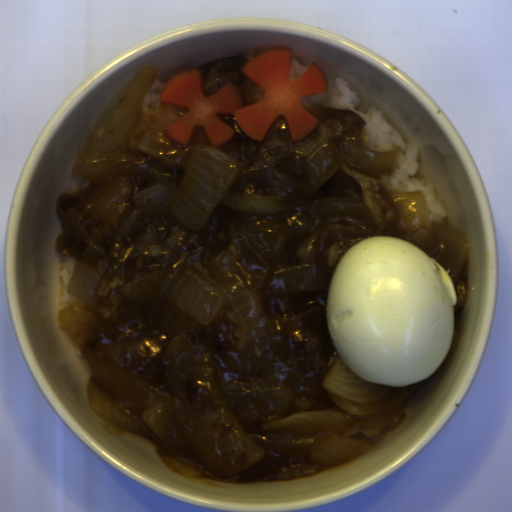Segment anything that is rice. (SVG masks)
Listing matches in <instances>:
<instances>
[{
  "mask_svg": "<svg viewBox=\"0 0 512 512\" xmlns=\"http://www.w3.org/2000/svg\"><path fill=\"white\" fill-rule=\"evenodd\" d=\"M165 85L166 84L162 81L156 80L154 84L150 87L149 91L147 92L143 99L142 108L139 114V120L145 110L152 109L154 111L156 109H159L161 105L160 94Z\"/></svg>",
  "mask_w": 512,
  "mask_h": 512,
  "instance_id": "rice-3",
  "label": "rice"
},
{
  "mask_svg": "<svg viewBox=\"0 0 512 512\" xmlns=\"http://www.w3.org/2000/svg\"><path fill=\"white\" fill-rule=\"evenodd\" d=\"M92 182L88 178L83 177V181L77 184L75 181H71L69 192H77L79 190H86Z\"/></svg>",
  "mask_w": 512,
  "mask_h": 512,
  "instance_id": "rice-5",
  "label": "rice"
},
{
  "mask_svg": "<svg viewBox=\"0 0 512 512\" xmlns=\"http://www.w3.org/2000/svg\"><path fill=\"white\" fill-rule=\"evenodd\" d=\"M60 257H61L62 271H61V273H59V277L62 282L63 289H62L61 296L59 299V304H58L59 312L74 302L80 303L82 305L84 303L81 300L75 298L74 296H72L71 294L68 293V285H69L70 277H71L72 272L76 265V260L73 259L72 257H68V256H64V255H60Z\"/></svg>",
  "mask_w": 512,
  "mask_h": 512,
  "instance_id": "rice-2",
  "label": "rice"
},
{
  "mask_svg": "<svg viewBox=\"0 0 512 512\" xmlns=\"http://www.w3.org/2000/svg\"><path fill=\"white\" fill-rule=\"evenodd\" d=\"M309 67L310 66L303 65L292 56L288 79L296 82L308 70Z\"/></svg>",
  "mask_w": 512,
  "mask_h": 512,
  "instance_id": "rice-4",
  "label": "rice"
},
{
  "mask_svg": "<svg viewBox=\"0 0 512 512\" xmlns=\"http://www.w3.org/2000/svg\"><path fill=\"white\" fill-rule=\"evenodd\" d=\"M348 84L345 77L335 78L333 84H328L329 91L327 94L302 98L299 103L303 108L311 105H322L329 109H353L367 123L363 128L372 133L370 139L361 144L364 148L378 152H388L391 151L394 143L401 145L402 152L396 159L400 169L391 178L390 185L395 190L409 192L423 190L427 209L431 212V216L428 217L429 221L445 225L448 214L437 198L433 182L424 184L417 179H410V176H414L419 165L418 154L420 148L404 141L400 133L387 121L383 109H377L375 105L368 109L367 114L356 111L355 107L362 100L360 96H357V91L350 90L347 87Z\"/></svg>",
  "mask_w": 512,
  "mask_h": 512,
  "instance_id": "rice-1",
  "label": "rice"
}]
</instances>
